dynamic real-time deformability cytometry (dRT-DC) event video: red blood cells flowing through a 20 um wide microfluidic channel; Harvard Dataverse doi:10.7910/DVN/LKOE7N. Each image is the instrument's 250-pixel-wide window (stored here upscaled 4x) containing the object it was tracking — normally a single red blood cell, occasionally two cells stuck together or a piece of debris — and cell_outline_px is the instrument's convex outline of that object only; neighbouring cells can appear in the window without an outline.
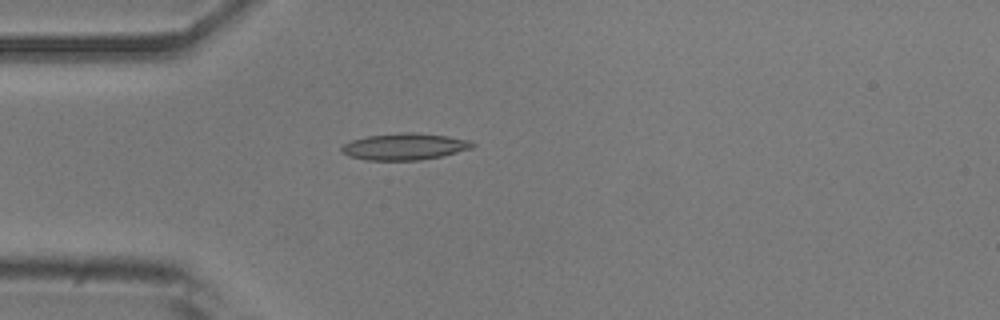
{"species": "common noctule bat (a hibernating species)", "species_latin": "Nyctalus noctula", "temperature_condition": "room temperature", "stored_images_in_passage": 4, "camera_frame_rate_fps": 3000, "um_per_image_px": 0.085, "animal": {"sex": "male", "body_mass_g": 20.5, "forearm_length_mm": 52.5}, "frame": {"image": 1, "passage_image": 4, "time_ms": 1.0, "image_size_px": [1000, 320], "cell_outline_px": [[476, 144], [472, 148], [440, 156], [420, 160], [364, 160], [348, 156], [340, 152], [340, 148], [344, 144], [352, 140], [368, 136], [400, 132], [412, 132], [448, 136], [472, 140]], "centroid_in_image_um": [34.38, 12.46], "position_along_channel_um": 50.6, "area_um2": 20.4}}